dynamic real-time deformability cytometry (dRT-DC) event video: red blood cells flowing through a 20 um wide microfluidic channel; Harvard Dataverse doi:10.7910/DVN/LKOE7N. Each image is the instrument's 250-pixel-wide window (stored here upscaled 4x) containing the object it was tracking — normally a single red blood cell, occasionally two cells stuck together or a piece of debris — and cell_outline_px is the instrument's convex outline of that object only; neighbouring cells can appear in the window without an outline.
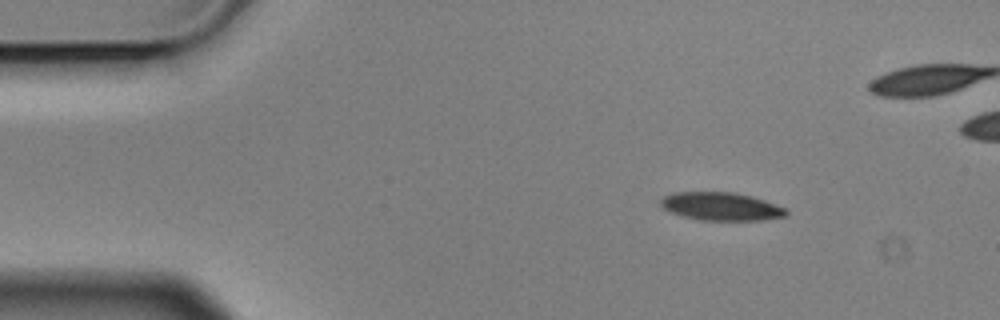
{"species": "Egyptian fruit bat (a non-hibernating species)", "species_latin": "Rousettus aegyptiacus", "temperature_condition": "cold", "stored_images_in_passage": 4, "camera_frame_rate_fps": 3000, "um_per_image_px": 0.085, "animal": {"sex": "male"}, "frame": {"image": 1, "passage_image": 1, "time_ms": 0.0, "image_size_px": [1000, 320], "cell_outline_px": [[788, 212], [784, 216], [760, 220], [700, 220], [680, 216], [668, 212], [660, 204], [660, 200], [664, 196], [672, 192], [736, 192], [764, 200], [788, 208]], "centroid_in_image_um": [61.26, 17.54], "position_along_channel_um": 23.7, "area_um2": 20.69}}